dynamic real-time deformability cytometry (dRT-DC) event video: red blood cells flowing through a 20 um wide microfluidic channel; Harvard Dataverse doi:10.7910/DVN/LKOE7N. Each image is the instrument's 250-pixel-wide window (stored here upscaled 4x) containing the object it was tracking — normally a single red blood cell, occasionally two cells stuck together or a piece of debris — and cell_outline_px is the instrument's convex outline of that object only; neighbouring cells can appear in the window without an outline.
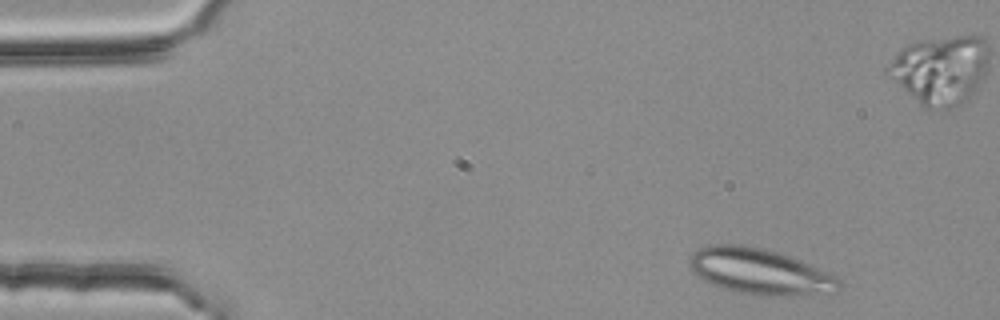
{"species": "common noctule bat (a hibernating species)", "species_latin": "Nyctalus noctula", "temperature_condition": "room temperature", "stored_images_in_passage": 4, "camera_frame_rate_fps": 3000, "um_per_image_px": 0.085, "animal": {"sex": "female", "body_mass_g": 25.1}, "frame": {"image": 1, "passage_image": 1, "time_ms": 0.0, "image_size_px": [1000, 320], "cell_outline_px": [[840, 292], [788, 296], [760, 296], [740, 292], [724, 288], [712, 284], [704, 280], [692, 272], [688, 264], [688, 260], [692, 252], [708, 244], [744, 244], [764, 248], [792, 256], [836, 276], [840, 280]], "centroid_in_image_um": [64.58, 23.07], "position_along_channel_um": 20.4, "area_um2": 40.46}}
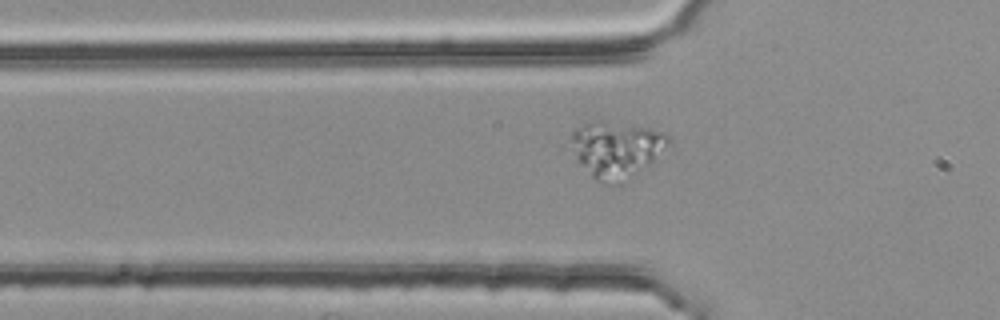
{"frame": {"image": 2, "passage_image": 4, "time_ms": 1.0, "image_size_px": [1000, 320], "cell_outline_px": [[668, 140], [652, 160], [620, 184], [608, 184], [596, 180], [592, 176], [580, 160], [572, 140], [572, 132], [584, 124], [588, 124], [648, 128], [664, 132], [668, 136]], "centroid_in_image_um": [52.39, 12.76], "position_along_channel_um": 73.4, "area_um2": 29.02}}